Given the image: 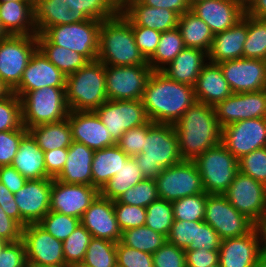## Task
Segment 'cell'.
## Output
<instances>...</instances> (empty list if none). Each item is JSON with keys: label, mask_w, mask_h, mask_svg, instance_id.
Masks as SVG:
<instances>
[{"label": "cell", "mask_w": 266, "mask_h": 267, "mask_svg": "<svg viewBox=\"0 0 266 267\" xmlns=\"http://www.w3.org/2000/svg\"><path fill=\"white\" fill-rule=\"evenodd\" d=\"M149 121L174 125L196 102L194 87L153 71L142 95Z\"/></svg>", "instance_id": "cell-1"}, {"label": "cell", "mask_w": 266, "mask_h": 267, "mask_svg": "<svg viewBox=\"0 0 266 267\" xmlns=\"http://www.w3.org/2000/svg\"><path fill=\"white\" fill-rule=\"evenodd\" d=\"M28 1L34 5L38 0H28Z\"/></svg>", "instance_id": "cell-78"}, {"label": "cell", "mask_w": 266, "mask_h": 267, "mask_svg": "<svg viewBox=\"0 0 266 267\" xmlns=\"http://www.w3.org/2000/svg\"><path fill=\"white\" fill-rule=\"evenodd\" d=\"M37 49L36 36L13 35L0 40V78L13 91Z\"/></svg>", "instance_id": "cell-10"}, {"label": "cell", "mask_w": 266, "mask_h": 267, "mask_svg": "<svg viewBox=\"0 0 266 267\" xmlns=\"http://www.w3.org/2000/svg\"><path fill=\"white\" fill-rule=\"evenodd\" d=\"M93 236L80 223L77 228L63 241V254L65 264L70 266L83 262L88 245Z\"/></svg>", "instance_id": "cell-44"}, {"label": "cell", "mask_w": 266, "mask_h": 267, "mask_svg": "<svg viewBox=\"0 0 266 267\" xmlns=\"http://www.w3.org/2000/svg\"><path fill=\"white\" fill-rule=\"evenodd\" d=\"M173 222V206L170 201L158 198L146 207L145 225L148 228L167 237Z\"/></svg>", "instance_id": "cell-43"}, {"label": "cell", "mask_w": 266, "mask_h": 267, "mask_svg": "<svg viewBox=\"0 0 266 267\" xmlns=\"http://www.w3.org/2000/svg\"><path fill=\"white\" fill-rule=\"evenodd\" d=\"M68 156V148H56L44 152L46 178L55 179L64 168Z\"/></svg>", "instance_id": "cell-60"}, {"label": "cell", "mask_w": 266, "mask_h": 267, "mask_svg": "<svg viewBox=\"0 0 266 267\" xmlns=\"http://www.w3.org/2000/svg\"><path fill=\"white\" fill-rule=\"evenodd\" d=\"M37 48L65 76L84 67L89 61L81 54L48 42L41 34L36 35Z\"/></svg>", "instance_id": "cell-37"}, {"label": "cell", "mask_w": 266, "mask_h": 267, "mask_svg": "<svg viewBox=\"0 0 266 267\" xmlns=\"http://www.w3.org/2000/svg\"><path fill=\"white\" fill-rule=\"evenodd\" d=\"M74 2L89 19L96 21L110 19L120 12L112 0H74Z\"/></svg>", "instance_id": "cell-51"}, {"label": "cell", "mask_w": 266, "mask_h": 267, "mask_svg": "<svg viewBox=\"0 0 266 267\" xmlns=\"http://www.w3.org/2000/svg\"><path fill=\"white\" fill-rule=\"evenodd\" d=\"M258 226L262 234L263 254H266V216Z\"/></svg>", "instance_id": "cell-67"}, {"label": "cell", "mask_w": 266, "mask_h": 267, "mask_svg": "<svg viewBox=\"0 0 266 267\" xmlns=\"http://www.w3.org/2000/svg\"><path fill=\"white\" fill-rule=\"evenodd\" d=\"M191 11L214 35L234 26L245 14V9L236 0H200L191 5Z\"/></svg>", "instance_id": "cell-25"}, {"label": "cell", "mask_w": 266, "mask_h": 267, "mask_svg": "<svg viewBox=\"0 0 266 267\" xmlns=\"http://www.w3.org/2000/svg\"><path fill=\"white\" fill-rule=\"evenodd\" d=\"M100 194L94 186L67 184L53 179L50 211L81 219L83 213Z\"/></svg>", "instance_id": "cell-21"}, {"label": "cell", "mask_w": 266, "mask_h": 267, "mask_svg": "<svg viewBox=\"0 0 266 267\" xmlns=\"http://www.w3.org/2000/svg\"><path fill=\"white\" fill-rule=\"evenodd\" d=\"M207 193H200L172 201L174 220L204 221Z\"/></svg>", "instance_id": "cell-45"}, {"label": "cell", "mask_w": 266, "mask_h": 267, "mask_svg": "<svg viewBox=\"0 0 266 267\" xmlns=\"http://www.w3.org/2000/svg\"><path fill=\"white\" fill-rule=\"evenodd\" d=\"M197 102L215 106L232 94L218 63L208 61L202 68L194 86Z\"/></svg>", "instance_id": "cell-29"}, {"label": "cell", "mask_w": 266, "mask_h": 267, "mask_svg": "<svg viewBox=\"0 0 266 267\" xmlns=\"http://www.w3.org/2000/svg\"><path fill=\"white\" fill-rule=\"evenodd\" d=\"M0 206L5 213L21 225V215L14 194L0 182Z\"/></svg>", "instance_id": "cell-64"}, {"label": "cell", "mask_w": 266, "mask_h": 267, "mask_svg": "<svg viewBox=\"0 0 266 267\" xmlns=\"http://www.w3.org/2000/svg\"><path fill=\"white\" fill-rule=\"evenodd\" d=\"M132 31L137 47L148 61L157 50L161 32L147 27H132Z\"/></svg>", "instance_id": "cell-57"}, {"label": "cell", "mask_w": 266, "mask_h": 267, "mask_svg": "<svg viewBox=\"0 0 266 267\" xmlns=\"http://www.w3.org/2000/svg\"><path fill=\"white\" fill-rule=\"evenodd\" d=\"M204 222L210 225L222 240L243 236L256 226L237 211L224 194H208Z\"/></svg>", "instance_id": "cell-11"}, {"label": "cell", "mask_w": 266, "mask_h": 267, "mask_svg": "<svg viewBox=\"0 0 266 267\" xmlns=\"http://www.w3.org/2000/svg\"><path fill=\"white\" fill-rule=\"evenodd\" d=\"M146 6L163 8L176 12L179 16L191 10L188 0H139Z\"/></svg>", "instance_id": "cell-65"}, {"label": "cell", "mask_w": 266, "mask_h": 267, "mask_svg": "<svg viewBox=\"0 0 266 267\" xmlns=\"http://www.w3.org/2000/svg\"><path fill=\"white\" fill-rule=\"evenodd\" d=\"M178 29L181 32L185 48L201 49L209 53L214 34L209 26L191 10L178 19Z\"/></svg>", "instance_id": "cell-35"}, {"label": "cell", "mask_w": 266, "mask_h": 267, "mask_svg": "<svg viewBox=\"0 0 266 267\" xmlns=\"http://www.w3.org/2000/svg\"><path fill=\"white\" fill-rule=\"evenodd\" d=\"M187 267H210L219 263L218 250H185Z\"/></svg>", "instance_id": "cell-59"}, {"label": "cell", "mask_w": 266, "mask_h": 267, "mask_svg": "<svg viewBox=\"0 0 266 267\" xmlns=\"http://www.w3.org/2000/svg\"><path fill=\"white\" fill-rule=\"evenodd\" d=\"M67 119L73 141L83 143L94 151L116 145L95 111L70 110Z\"/></svg>", "instance_id": "cell-23"}, {"label": "cell", "mask_w": 266, "mask_h": 267, "mask_svg": "<svg viewBox=\"0 0 266 267\" xmlns=\"http://www.w3.org/2000/svg\"><path fill=\"white\" fill-rule=\"evenodd\" d=\"M166 241V236L146 225L123 231L120 240L127 247L150 254L156 252Z\"/></svg>", "instance_id": "cell-40"}, {"label": "cell", "mask_w": 266, "mask_h": 267, "mask_svg": "<svg viewBox=\"0 0 266 267\" xmlns=\"http://www.w3.org/2000/svg\"><path fill=\"white\" fill-rule=\"evenodd\" d=\"M160 199L175 201L190 195L206 193L194 161L182 160L164 168L155 178Z\"/></svg>", "instance_id": "cell-9"}, {"label": "cell", "mask_w": 266, "mask_h": 267, "mask_svg": "<svg viewBox=\"0 0 266 267\" xmlns=\"http://www.w3.org/2000/svg\"><path fill=\"white\" fill-rule=\"evenodd\" d=\"M94 150L83 143L72 141L64 168L55 180L67 184L92 186V159Z\"/></svg>", "instance_id": "cell-30"}, {"label": "cell", "mask_w": 266, "mask_h": 267, "mask_svg": "<svg viewBox=\"0 0 266 267\" xmlns=\"http://www.w3.org/2000/svg\"><path fill=\"white\" fill-rule=\"evenodd\" d=\"M210 267H220V264L218 263V264H215V265L210 266Z\"/></svg>", "instance_id": "cell-79"}, {"label": "cell", "mask_w": 266, "mask_h": 267, "mask_svg": "<svg viewBox=\"0 0 266 267\" xmlns=\"http://www.w3.org/2000/svg\"><path fill=\"white\" fill-rule=\"evenodd\" d=\"M154 267H187L185 249L166 241L152 254Z\"/></svg>", "instance_id": "cell-54"}, {"label": "cell", "mask_w": 266, "mask_h": 267, "mask_svg": "<svg viewBox=\"0 0 266 267\" xmlns=\"http://www.w3.org/2000/svg\"><path fill=\"white\" fill-rule=\"evenodd\" d=\"M190 5H192L193 3L197 2V1H200V0H188Z\"/></svg>", "instance_id": "cell-77"}, {"label": "cell", "mask_w": 266, "mask_h": 267, "mask_svg": "<svg viewBox=\"0 0 266 267\" xmlns=\"http://www.w3.org/2000/svg\"><path fill=\"white\" fill-rule=\"evenodd\" d=\"M182 160L194 161L221 142L222 128L214 106L195 102L173 125Z\"/></svg>", "instance_id": "cell-2"}, {"label": "cell", "mask_w": 266, "mask_h": 267, "mask_svg": "<svg viewBox=\"0 0 266 267\" xmlns=\"http://www.w3.org/2000/svg\"><path fill=\"white\" fill-rule=\"evenodd\" d=\"M218 251L220 267H257L264 255L259 226L243 236L223 239Z\"/></svg>", "instance_id": "cell-16"}, {"label": "cell", "mask_w": 266, "mask_h": 267, "mask_svg": "<svg viewBox=\"0 0 266 267\" xmlns=\"http://www.w3.org/2000/svg\"><path fill=\"white\" fill-rule=\"evenodd\" d=\"M120 11L132 27H147L163 33L178 26L179 15L176 12L146 6L139 0L130 1Z\"/></svg>", "instance_id": "cell-27"}, {"label": "cell", "mask_w": 266, "mask_h": 267, "mask_svg": "<svg viewBox=\"0 0 266 267\" xmlns=\"http://www.w3.org/2000/svg\"><path fill=\"white\" fill-rule=\"evenodd\" d=\"M28 264L67 266L63 241L49 234L38 223L27 224L22 230Z\"/></svg>", "instance_id": "cell-18"}, {"label": "cell", "mask_w": 266, "mask_h": 267, "mask_svg": "<svg viewBox=\"0 0 266 267\" xmlns=\"http://www.w3.org/2000/svg\"><path fill=\"white\" fill-rule=\"evenodd\" d=\"M22 125L27 129L68 117L65 88L43 87L21 98Z\"/></svg>", "instance_id": "cell-6"}, {"label": "cell", "mask_w": 266, "mask_h": 267, "mask_svg": "<svg viewBox=\"0 0 266 267\" xmlns=\"http://www.w3.org/2000/svg\"><path fill=\"white\" fill-rule=\"evenodd\" d=\"M152 72L149 65L105 66L107 99H141Z\"/></svg>", "instance_id": "cell-14"}, {"label": "cell", "mask_w": 266, "mask_h": 267, "mask_svg": "<svg viewBox=\"0 0 266 267\" xmlns=\"http://www.w3.org/2000/svg\"><path fill=\"white\" fill-rule=\"evenodd\" d=\"M23 227L14 219L9 217L0 206V239L9 243L22 240Z\"/></svg>", "instance_id": "cell-61"}, {"label": "cell", "mask_w": 266, "mask_h": 267, "mask_svg": "<svg viewBox=\"0 0 266 267\" xmlns=\"http://www.w3.org/2000/svg\"><path fill=\"white\" fill-rule=\"evenodd\" d=\"M145 178L155 179L167 167L182 161L172 124L148 121V133L140 154L133 157Z\"/></svg>", "instance_id": "cell-4"}, {"label": "cell", "mask_w": 266, "mask_h": 267, "mask_svg": "<svg viewBox=\"0 0 266 267\" xmlns=\"http://www.w3.org/2000/svg\"><path fill=\"white\" fill-rule=\"evenodd\" d=\"M21 126V99L12 92L0 100V132L17 130Z\"/></svg>", "instance_id": "cell-49"}, {"label": "cell", "mask_w": 266, "mask_h": 267, "mask_svg": "<svg viewBox=\"0 0 266 267\" xmlns=\"http://www.w3.org/2000/svg\"><path fill=\"white\" fill-rule=\"evenodd\" d=\"M230 204L258 226L266 216V186L240 171L224 193Z\"/></svg>", "instance_id": "cell-12"}, {"label": "cell", "mask_w": 266, "mask_h": 267, "mask_svg": "<svg viewBox=\"0 0 266 267\" xmlns=\"http://www.w3.org/2000/svg\"><path fill=\"white\" fill-rule=\"evenodd\" d=\"M7 1H28V0H0V2H7Z\"/></svg>", "instance_id": "cell-76"}, {"label": "cell", "mask_w": 266, "mask_h": 267, "mask_svg": "<svg viewBox=\"0 0 266 267\" xmlns=\"http://www.w3.org/2000/svg\"><path fill=\"white\" fill-rule=\"evenodd\" d=\"M115 143L129 129L146 124V115L141 99L107 100L95 110Z\"/></svg>", "instance_id": "cell-13"}, {"label": "cell", "mask_w": 266, "mask_h": 267, "mask_svg": "<svg viewBox=\"0 0 266 267\" xmlns=\"http://www.w3.org/2000/svg\"><path fill=\"white\" fill-rule=\"evenodd\" d=\"M243 58L266 60V19L248 15V34Z\"/></svg>", "instance_id": "cell-41"}, {"label": "cell", "mask_w": 266, "mask_h": 267, "mask_svg": "<svg viewBox=\"0 0 266 267\" xmlns=\"http://www.w3.org/2000/svg\"><path fill=\"white\" fill-rule=\"evenodd\" d=\"M66 102L72 111H95L107 99L105 65L98 60L88 62L66 76Z\"/></svg>", "instance_id": "cell-5"}, {"label": "cell", "mask_w": 266, "mask_h": 267, "mask_svg": "<svg viewBox=\"0 0 266 267\" xmlns=\"http://www.w3.org/2000/svg\"><path fill=\"white\" fill-rule=\"evenodd\" d=\"M27 267H68V266L28 264Z\"/></svg>", "instance_id": "cell-72"}, {"label": "cell", "mask_w": 266, "mask_h": 267, "mask_svg": "<svg viewBox=\"0 0 266 267\" xmlns=\"http://www.w3.org/2000/svg\"><path fill=\"white\" fill-rule=\"evenodd\" d=\"M185 48L178 27L161 33L158 47L148 60L153 71H161Z\"/></svg>", "instance_id": "cell-39"}, {"label": "cell", "mask_w": 266, "mask_h": 267, "mask_svg": "<svg viewBox=\"0 0 266 267\" xmlns=\"http://www.w3.org/2000/svg\"><path fill=\"white\" fill-rule=\"evenodd\" d=\"M207 62V52L196 48H184L161 72L171 80L194 87Z\"/></svg>", "instance_id": "cell-31"}, {"label": "cell", "mask_w": 266, "mask_h": 267, "mask_svg": "<svg viewBox=\"0 0 266 267\" xmlns=\"http://www.w3.org/2000/svg\"><path fill=\"white\" fill-rule=\"evenodd\" d=\"M27 132L28 129L23 125L17 130L0 132V166L11 165L20 141Z\"/></svg>", "instance_id": "cell-53"}, {"label": "cell", "mask_w": 266, "mask_h": 267, "mask_svg": "<svg viewBox=\"0 0 266 267\" xmlns=\"http://www.w3.org/2000/svg\"><path fill=\"white\" fill-rule=\"evenodd\" d=\"M0 20L11 36L37 35L33 4L29 1L0 2Z\"/></svg>", "instance_id": "cell-32"}, {"label": "cell", "mask_w": 266, "mask_h": 267, "mask_svg": "<svg viewBox=\"0 0 266 267\" xmlns=\"http://www.w3.org/2000/svg\"><path fill=\"white\" fill-rule=\"evenodd\" d=\"M117 267H154L152 254L123 245L116 246Z\"/></svg>", "instance_id": "cell-55"}, {"label": "cell", "mask_w": 266, "mask_h": 267, "mask_svg": "<svg viewBox=\"0 0 266 267\" xmlns=\"http://www.w3.org/2000/svg\"><path fill=\"white\" fill-rule=\"evenodd\" d=\"M248 34V15L231 28L217 33L213 37L211 49L208 53V61L220 63L226 60L243 58V47Z\"/></svg>", "instance_id": "cell-28"}, {"label": "cell", "mask_w": 266, "mask_h": 267, "mask_svg": "<svg viewBox=\"0 0 266 267\" xmlns=\"http://www.w3.org/2000/svg\"><path fill=\"white\" fill-rule=\"evenodd\" d=\"M116 246L115 242L93 237L83 263L91 267H117Z\"/></svg>", "instance_id": "cell-42"}, {"label": "cell", "mask_w": 266, "mask_h": 267, "mask_svg": "<svg viewBox=\"0 0 266 267\" xmlns=\"http://www.w3.org/2000/svg\"><path fill=\"white\" fill-rule=\"evenodd\" d=\"M203 221L174 220L167 241L185 250H196L197 227Z\"/></svg>", "instance_id": "cell-48"}, {"label": "cell", "mask_w": 266, "mask_h": 267, "mask_svg": "<svg viewBox=\"0 0 266 267\" xmlns=\"http://www.w3.org/2000/svg\"><path fill=\"white\" fill-rule=\"evenodd\" d=\"M38 224L56 239L64 241L80 224V219L49 211Z\"/></svg>", "instance_id": "cell-47"}, {"label": "cell", "mask_w": 266, "mask_h": 267, "mask_svg": "<svg viewBox=\"0 0 266 267\" xmlns=\"http://www.w3.org/2000/svg\"><path fill=\"white\" fill-rule=\"evenodd\" d=\"M221 143L238 160L266 147V117L238 121L222 128Z\"/></svg>", "instance_id": "cell-15"}, {"label": "cell", "mask_w": 266, "mask_h": 267, "mask_svg": "<svg viewBox=\"0 0 266 267\" xmlns=\"http://www.w3.org/2000/svg\"><path fill=\"white\" fill-rule=\"evenodd\" d=\"M129 156L116 144L95 150L92 159V186L99 191L122 168Z\"/></svg>", "instance_id": "cell-34"}, {"label": "cell", "mask_w": 266, "mask_h": 267, "mask_svg": "<svg viewBox=\"0 0 266 267\" xmlns=\"http://www.w3.org/2000/svg\"><path fill=\"white\" fill-rule=\"evenodd\" d=\"M114 212L122 232L143 226L146 223V208L125 203H114Z\"/></svg>", "instance_id": "cell-52"}, {"label": "cell", "mask_w": 266, "mask_h": 267, "mask_svg": "<svg viewBox=\"0 0 266 267\" xmlns=\"http://www.w3.org/2000/svg\"><path fill=\"white\" fill-rule=\"evenodd\" d=\"M97 60L105 66L149 65L136 45L130 21L121 11L101 22Z\"/></svg>", "instance_id": "cell-3"}, {"label": "cell", "mask_w": 266, "mask_h": 267, "mask_svg": "<svg viewBox=\"0 0 266 267\" xmlns=\"http://www.w3.org/2000/svg\"><path fill=\"white\" fill-rule=\"evenodd\" d=\"M9 244V242L0 239V254L2 253L3 249Z\"/></svg>", "instance_id": "cell-74"}, {"label": "cell", "mask_w": 266, "mask_h": 267, "mask_svg": "<svg viewBox=\"0 0 266 267\" xmlns=\"http://www.w3.org/2000/svg\"><path fill=\"white\" fill-rule=\"evenodd\" d=\"M245 14L254 18L266 19V0H253L245 9Z\"/></svg>", "instance_id": "cell-66"}, {"label": "cell", "mask_w": 266, "mask_h": 267, "mask_svg": "<svg viewBox=\"0 0 266 267\" xmlns=\"http://www.w3.org/2000/svg\"><path fill=\"white\" fill-rule=\"evenodd\" d=\"M158 198L155 179L145 178L121 194L113 203H125L146 208Z\"/></svg>", "instance_id": "cell-46"}, {"label": "cell", "mask_w": 266, "mask_h": 267, "mask_svg": "<svg viewBox=\"0 0 266 267\" xmlns=\"http://www.w3.org/2000/svg\"><path fill=\"white\" fill-rule=\"evenodd\" d=\"M80 223L95 238L115 243L121 240L122 231L116 220L114 203L100 194L83 213Z\"/></svg>", "instance_id": "cell-24"}, {"label": "cell", "mask_w": 266, "mask_h": 267, "mask_svg": "<svg viewBox=\"0 0 266 267\" xmlns=\"http://www.w3.org/2000/svg\"><path fill=\"white\" fill-rule=\"evenodd\" d=\"M218 64L232 93L255 92L265 88L266 60L238 58Z\"/></svg>", "instance_id": "cell-19"}, {"label": "cell", "mask_w": 266, "mask_h": 267, "mask_svg": "<svg viewBox=\"0 0 266 267\" xmlns=\"http://www.w3.org/2000/svg\"><path fill=\"white\" fill-rule=\"evenodd\" d=\"M11 93H12V91L8 88V86L0 78V100L9 96Z\"/></svg>", "instance_id": "cell-68"}, {"label": "cell", "mask_w": 266, "mask_h": 267, "mask_svg": "<svg viewBox=\"0 0 266 267\" xmlns=\"http://www.w3.org/2000/svg\"><path fill=\"white\" fill-rule=\"evenodd\" d=\"M66 76L37 48L25 68L20 84L12 91L19 98L43 87L65 88Z\"/></svg>", "instance_id": "cell-22"}, {"label": "cell", "mask_w": 266, "mask_h": 267, "mask_svg": "<svg viewBox=\"0 0 266 267\" xmlns=\"http://www.w3.org/2000/svg\"><path fill=\"white\" fill-rule=\"evenodd\" d=\"M239 171L266 186V147L253 150L238 160Z\"/></svg>", "instance_id": "cell-50"}, {"label": "cell", "mask_w": 266, "mask_h": 267, "mask_svg": "<svg viewBox=\"0 0 266 267\" xmlns=\"http://www.w3.org/2000/svg\"><path fill=\"white\" fill-rule=\"evenodd\" d=\"M222 239L219 234L204 221L197 227L196 246L197 249L219 250Z\"/></svg>", "instance_id": "cell-62"}, {"label": "cell", "mask_w": 266, "mask_h": 267, "mask_svg": "<svg viewBox=\"0 0 266 267\" xmlns=\"http://www.w3.org/2000/svg\"><path fill=\"white\" fill-rule=\"evenodd\" d=\"M148 133V122L142 126L129 129L116 143L129 157H134L142 151L144 137Z\"/></svg>", "instance_id": "cell-56"}, {"label": "cell", "mask_w": 266, "mask_h": 267, "mask_svg": "<svg viewBox=\"0 0 266 267\" xmlns=\"http://www.w3.org/2000/svg\"><path fill=\"white\" fill-rule=\"evenodd\" d=\"M25 245L22 240L9 243L0 254V267H27Z\"/></svg>", "instance_id": "cell-58"}, {"label": "cell", "mask_w": 266, "mask_h": 267, "mask_svg": "<svg viewBox=\"0 0 266 267\" xmlns=\"http://www.w3.org/2000/svg\"><path fill=\"white\" fill-rule=\"evenodd\" d=\"M28 132L43 152L56 148H68L73 141L67 118L58 122L30 127Z\"/></svg>", "instance_id": "cell-36"}, {"label": "cell", "mask_w": 266, "mask_h": 267, "mask_svg": "<svg viewBox=\"0 0 266 267\" xmlns=\"http://www.w3.org/2000/svg\"><path fill=\"white\" fill-rule=\"evenodd\" d=\"M52 182L53 178L27 180L14 194L23 228L38 223L50 211Z\"/></svg>", "instance_id": "cell-20"}, {"label": "cell", "mask_w": 266, "mask_h": 267, "mask_svg": "<svg viewBox=\"0 0 266 267\" xmlns=\"http://www.w3.org/2000/svg\"><path fill=\"white\" fill-rule=\"evenodd\" d=\"M112 1L119 8V10H121L132 0H112Z\"/></svg>", "instance_id": "cell-69"}, {"label": "cell", "mask_w": 266, "mask_h": 267, "mask_svg": "<svg viewBox=\"0 0 266 267\" xmlns=\"http://www.w3.org/2000/svg\"><path fill=\"white\" fill-rule=\"evenodd\" d=\"M27 179L22 176L13 166H0V182L3 183L13 194L21 189Z\"/></svg>", "instance_id": "cell-63"}, {"label": "cell", "mask_w": 266, "mask_h": 267, "mask_svg": "<svg viewBox=\"0 0 266 267\" xmlns=\"http://www.w3.org/2000/svg\"><path fill=\"white\" fill-rule=\"evenodd\" d=\"M10 35L7 33L0 20V40L8 38Z\"/></svg>", "instance_id": "cell-70"}, {"label": "cell", "mask_w": 266, "mask_h": 267, "mask_svg": "<svg viewBox=\"0 0 266 267\" xmlns=\"http://www.w3.org/2000/svg\"><path fill=\"white\" fill-rule=\"evenodd\" d=\"M144 179L145 177L135 159L129 157L119 170V173L115 174L99 192L102 197L115 201L130 187L135 186Z\"/></svg>", "instance_id": "cell-38"}, {"label": "cell", "mask_w": 266, "mask_h": 267, "mask_svg": "<svg viewBox=\"0 0 266 267\" xmlns=\"http://www.w3.org/2000/svg\"><path fill=\"white\" fill-rule=\"evenodd\" d=\"M102 21H86L56 25L41 35L50 43L77 52L89 62L96 61L99 50V31Z\"/></svg>", "instance_id": "cell-8"}, {"label": "cell", "mask_w": 266, "mask_h": 267, "mask_svg": "<svg viewBox=\"0 0 266 267\" xmlns=\"http://www.w3.org/2000/svg\"><path fill=\"white\" fill-rule=\"evenodd\" d=\"M33 11L37 34H42L51 26L89 20L74 0H38L33 5Z\"/></svg>", "instance_id": "cell-26"}, {"label": "cell", "mask_w": 266, "mask_h": 267, "mask_svg": "<svg viewBox=\"0 0 266 267\" xmlns=\"http://www.w3.org/2000/svg\"><path fill=\"white\" fill-rule=\"evenodd\" d=\"M11 166L27 180L46 178L44 152L29 132L20 141L18 152Z\"/></svg>", "instance_id": "cell-33"}, {"label": "cell", "mask_w": 266, "mask_h": 267, "mask_svg": "<svg viewBox=\"0 0 266 267\" xmlns=\"http://www.w3.org/2000/svg\"><path fill=\"white\" fill-rule=\"evenodd\" d=\"M194 163L207 194H224L239 172L238 159L221 142L200 154Z\"/></svg>", "instance_id": "cell-7"}, {"label": "cell", "mask_w": 266, "mask_h": 267, "mask_svg": "<svg viewBox=\"0 0 266 267\" xmlns=\"http://www.w3.org/2000/svg\"><path fill=\"white\" fill-rule=\"evenodd\" d=\"M68 267H91V266H88V265L84 264L83 262H80V263L72 264Z\"/></svg>", "instance_id": "cell-75"}, {"label": "cell", "mask_w": 266, "mask_h": 267, "mask_svg": "<svg viewBox=\"0 0 266 267\" xmlns=\"http://www.w3.org/2000/svg\"><path fill=\"white\" fill-rule=\"evenodd\" d=\"M221 128L232 123L266 117V90L232 93L214 106Z\"/></svg>", "instance_id": "cell-17"}, {"label": "cell", "mask_w": 266, "mask_h": 267, "mask_svg": "<svg viewBox=\"0 0 266 267\" xmlns=\"http://www.w3.org/2000/svg\"><path fill=\"white\" fill-rule=\"evenodd\" d=\"M244 9H246L253 0H236Z\"/></svg>", "instance_id": "cell-71"}, {"label": "cell", "mask_w": 266, "mask_h": 267, "mask_svg": "<svg viewBox=\"0 0 266 267\" xmlns=\"http://www.w3.org/2000/svg\"><path fill=\"white\" fill-rule=\"evenodd\" d=\"M257 267H266V254H264Z\"/></svg>", "instance_id": "cell-73"}]
</instances>
